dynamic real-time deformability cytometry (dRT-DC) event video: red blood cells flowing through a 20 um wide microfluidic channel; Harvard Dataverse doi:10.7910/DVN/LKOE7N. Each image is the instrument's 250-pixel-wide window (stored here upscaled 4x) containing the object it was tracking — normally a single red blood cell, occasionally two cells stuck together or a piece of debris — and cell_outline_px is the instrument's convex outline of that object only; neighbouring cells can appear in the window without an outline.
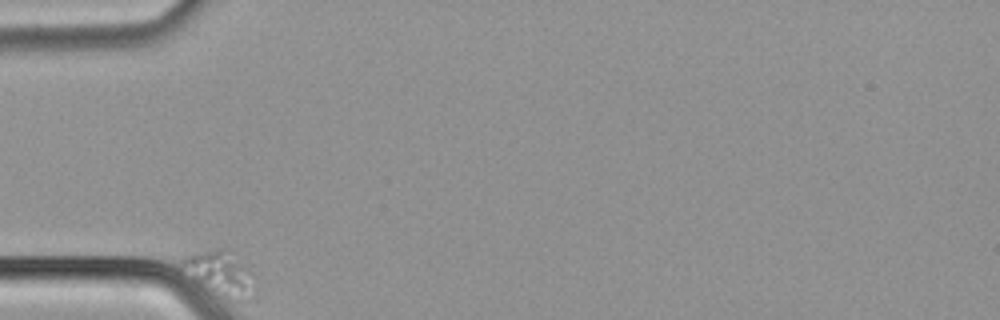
{"species": "common noctule bat (a hibernating species)", "species_latin": "Nyctalus noctula", "temperature_condition": "cold", "stored_images_in_passage": 36, "camera_frame_rate_fps": 3000, "um_per_image_px": 0.085, "animal": {"sex": "male", "body_mass_g": 21.5, "forearm_length_mm": 52.0}, "frame": {"image": 1, "passage_image": 1, "time_ms": 0.0, "image_size_px": [1000, 320], "cell_outline_px": [[256, 284], [252, 300], [224, 300], [196, 284], [176, 268], [180, 260], [184, 256], [192, 252], [220, 248], [228, 248], [256, 276]], "centroid_in_image_um": [18.66, 23.27], "position_along_channel_um": 66.3, "area_um2": 20.4}}
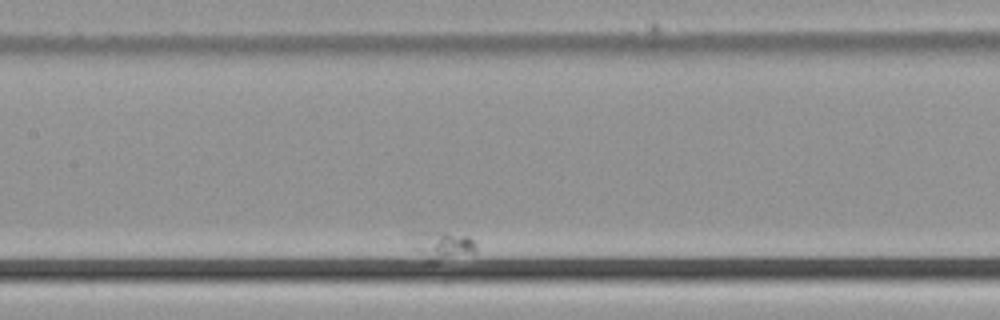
{"frame": {"image": 2, "passage_image": 15, "time_ms": 4.667, "image_size_px": [1000, 320], "cell_outline_px": [[476, 252], [432, 264], [424, 264], [412, 248], [408, 232], [448, 232], [468, 236], [476, 244]], "centroid_in_image_um": [37.45, 20.91], "position_along_channel_um": 169.9, "area_um2": 11.68}}
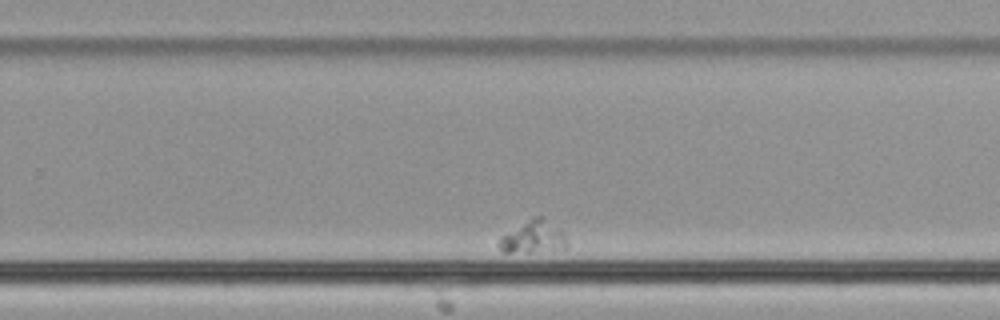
{"frame": {"image": 3, "passage_image": 29, "time_ms": 9.333, "image_size_px": [1000, 320], "cell_outline_px": [[568, 244], [564, 248], [528, 252], [504, 252], [496, 244], [496, 240], [500, 236], [528, 220], [536, 216], [544, 216], [564, 232], [568, 240]], "centroid_in_image_um": [45.32, 20.14], "position_along_channel_um": 284.5, "area_um2": 12.89}}